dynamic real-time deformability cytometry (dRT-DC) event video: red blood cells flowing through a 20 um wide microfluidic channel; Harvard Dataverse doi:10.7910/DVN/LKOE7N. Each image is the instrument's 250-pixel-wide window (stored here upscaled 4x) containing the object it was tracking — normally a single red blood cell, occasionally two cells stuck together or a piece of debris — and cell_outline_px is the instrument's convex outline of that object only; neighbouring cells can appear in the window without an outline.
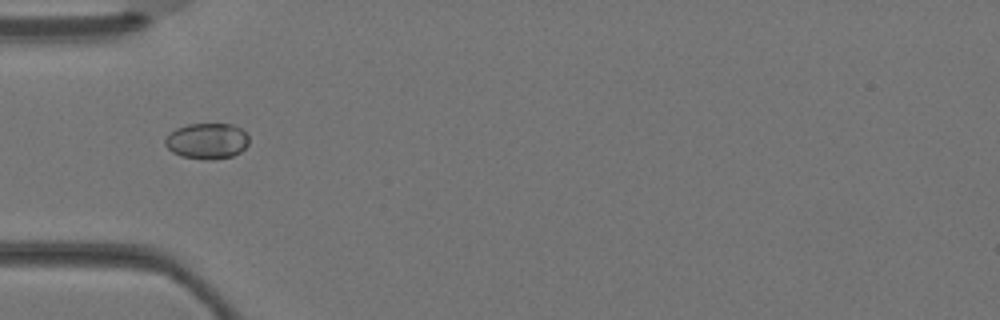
{"species": "Egyptian fruit bat (a non-hibernating species)", "species_latin": "Rousettus aegyptiacus", "temperature_condition": "warm", "stored_images_in_passage": 3, "camera_frame_rate_fps": 3000, "um_per_image_px": 0.085, "animal": {"sex": "female"}, "frame": {"image": 1, "passage_image": 3, "time_ms": 0.667, "image_size_px": [1000, 320], "cell_outline_px": [[248, 144], [240, 152], [232, 156], [212, 160], [204, 160], [180, 156], [172, 152], [164, 144], [164, 140], [176, 128], [188, 124], [232, 124], [240, 128], [248, 136]], "centroid_in_image_um": [17.59, 12.0], "position_along_channel_um": 67.4, "area_um2": 17.51}}